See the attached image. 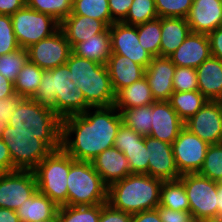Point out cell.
Here are the masks:
<instances>
[{
	"label": "cell",
	"mask_w": 222,
	"mask_h": 222,
	"mask_svg": "<svg viewBox=\"0 0 222 222\" xmlns=\"http://www.w3.org/2000/svg\"><path fill=\"white\" fill-rule=\"evenodd\" d=\"M122 123L115 106L91 107L82 114L68 116L62 119L61 148L76 161L91 162L114 146Z\"/></svg>",
	"instance_id": "1"
},
{
	"label": "cell",
	"mask_w": 222,
	"mask_h": 222,
	"mask_svg": "<svg viewBox=\"0 0 222 222\" xmlns=\"http://www.w3.org/2000/svg\"><path fill=\"white\" fill-rule=\"evenodd\" d=\"M31 99L51 108L61 120L91 108L82 90L70 80L66 64L44 70L38 90Z\"/></svg>",
	"instance_id": "2"
},
{
	"label": "cell",
	"mask_w": 222,
	"mask_h": 222,
	"mask_svg": "<svg viewBox=\"0 0 222 222\" xmlns=\"http://www.w3.org/2000/svg\"><path fill=\"white\" fill-rule=\"evenodd\" d=\"M162 183L148 174H130L108 186L107 203L130 214L155 209L160 203Z\"/></svg>",
	"instance_id": "3"
},
{
	"label": "cell",
	"mask_w": 222,
	"mask_h": 222,
	"mask_svg": "<svg viewBox=\"0 0 222 222\" xmlns=\"http://www.w3.org/2000/svg\"><path fill=\"white\" fill-rule=\"evenodd\" d=\"M8 125L15 132L32 133L42 140L52 151L61 149L62 120L49 107L34 102L31 98H21Z\"/></svg>",
	"instance_id": "4"
},
{
	"label": "cell",
	"mask_w": 222,
	"mask_h": 222,
	"mask_svg": "<svg viewBox=\"0 0 222 222\" xmlns=\"http://www.w3.org/2000/svg\"><path fill=\"white\" fill-rule=\"evenodd\" d=\"M66 65L70 80L82 90L91 107L114 106L115 93L106 65L82 58L71 52Z\"/></svg>",
	"instance_id": "5"
},
{
	"label": "cell",
	"mask_w": 222,
	"mask_h": 222,
	"mask_svg": "<svg viewBox=\"0 0 222 222\" xmlns=\"http://www.w3.org/2000/svg\"><path fill=\"white\" fill-rule=\"evenodd\" d=\"M75 161L61 148L52 151L33 170L38 191L58 207L68 205L67 176Z\"/></svg>",
	"instance_id": "6"
},
{
	"label": "cell",
	"mask_w": 222,
	"mask_h": 222,
	"mask_svg": "<svg viewBox=\"0 0 222 222\" xmlns=\"http://www.w3.org/2000/svg\"><path fill=\"white\" fill-rule=\"evenodd\" d=\"M68 205H96L107 202L108 186L91 162L75 161L67 176Z\"/></svg>",
	"instance_id": "7"
},
{
	"label": "cell",
	"mask_w": 222,
	"mask_h": 222,
	"mask_svg": "<svg viewBox=\"0 0 222 222\" xmlns=\"http://www.w3.org/2000/svg\"><path fill=\"white\" fill-rule=\"evenodd\" d=\"M179 179L187 193L191 216L203 222H217L218 183L199 173L183 174Z\"/></svg>",
	"instance_id": "8"
},
{
	"label": "cell",
	"mask_w": 222,
	"mask_h": 222,
	"mask_svg": "<svg viewBox=\"0 0 222 222\" xmlns=\"http://www.w3.org/2000/svg\"><path fill=\"white\" fill-rule=\"evenodd\" d=\"M9 148L14 168L16 170L33 171L52 150L32 133L15 132L7 126L1 137Z\"/></svg>",
	"instance_id": "9"
},
{
	"label": "cell",
	"mask_w": 222,
	"mask_h": 222,
	"mask_svg": "<svg viewBox=\"0 0 222 222\" xmlns=\"http://www.w3.org/2000/svg\"><path fill=\"white\" fill-rule=\"evenodd\" d=\"M11 19L16 40L22 49L51 36L60 28V23L52 16L28 6L17 10Z\"/></svg>",
	"instance_id": "10"
},
{
	"label": "cell",
	"mask_w": 222,
	"mask_h": 222,
	"mask_svg": "<svg viewBox=\"0 0 222 222\" xmlns=\"http://www.w3.org/2000/svg\"><path fill=\"white\" fill-rule=\"evenodd\" d=\"M28 59L43 70L66 64L72 52L70 43L59 28L51 36L32 44L27 49Z\"/></svg>",
	"instance_id": "11"
},
{
	"label": "cell",
	"mask_w": 222,
	"mask_h": 222,
	"mask_svg": "<svg viewBox=\"0 0 222 222\" xmlns=\"http://www.w3.org/2000/svg\"><path fill=\"white\" fill-rule=\"evenodd\" d=\"M209 144L185 127L172 143L173 156L179 174L199 173Z\"/></svg>",
	"instance_id": "12"
},
{
	"label": "cell",
	"mask_w": 222,
	"mask_h": 222,
	"mask_svg": "<svg viewBox=\"0 0 222 222\" xmlns=\"http://www.w3.org/2000/svg\"><path fill=\"white\" fill-rule=\"evenodd\" d=\"M37 190L33 171L15 170L0 175V208L16 211Z\"/></svg>",
	"instance_id": "13"
},
{
	"label": "cell",
	"mask_w": 222,
	"mask_h": 222,
	"mask_svg": "<svg viewBox=\"0 0 222 222\" xmlns=\"http://www.w3.org/2000/svg\"><path fill=\"white\" fill-rule=\"evenodd\" d=\"M185 128L209 145L222 143V101L208 100L185 122Z\"/></svg>",
	"instance_id": "14"
},
{
	"label": "cell",
	"mask_w": 222,
	"mask_h": 222,
	"mask_svg": "<svg viewBox=\"0 0 222 222\" xmlns=\"http://www.w3.org/2000/svg\"><path fill=\"white\" fill-rule=\"evenodd\" d=\"M111 52L124 55L145 68L150 64L152 55L144 49L137 35V26L114 22L109 27Z\"/></svg>",
	"instance_id": "15"
},
{
	"label": "cell",
	"mask_w": 222,
	"mask_h": 222,
	"mask_svg": "<svg viewBox=\"0 0 222 222\" xmlns=\"http://www.w3.org/2000/svg\"><path fill=\"white\" fill-rule=\"evenodd\" d=\"M148 151V175L163 181L177 180L181 176L173 156L172 144L145 136Z\"/></svg>",
	"instance_id": "16"
},
{
	"label": "cell",
	"mask_w": 222,
	"mask_h": 222,
	"mask_svg": "<svg viewBox=\"0 0 222 222\" xmlns=\"http://www.w3.org/2000/svg\"><path fill=\"white\" fill-rule=\"evenodd\" d=\"M150 137L172 144L185 127V123L172 108L169 101H155L151 104Z\"/></svg>",
	"instance_id": "17"
},
{
	"label": "cell",
	"mask_w": 222,
	"mask_h": 222,
	"mask_svg": "<svg viewBox=\"0 0 222 222\" xmlns=\"http://www.w3.org/2000/svg\"><path fill=\"white\" fill-rule=\"evenodd\" d=\"M176 66L169 57H152L145 78L155 101H169L174 92L173 76Z\"/></svg>",
	"instance_id": "18"
},
{
	"label": "cell",
	"mask_w": 222,
	"mask_h": 222,
	"mask_svg": "<svg viewBox=\"0 0 222 222\" xmlns=\"http://www.w3.org/2000/svg\"><path fill=\"white\" fill-rule=\"evenodd\" d=\"M211 56L208 34L190 32L169 58L175 66L197 68Z\"/></svg>",
	"instance_id": "19"
},
{
	"label": "cell",
	"mask_w": 222,
	"mask_h": 222,
	"mask_svg": "<svg viewBox=\"0 0 222 222\" xmlns=\"http://www.w3.org/2000/svg\"><path fill=\"white\" fill-rule=\"evenodd\" d=\"M186 19L191 32L209 34L222 26L221 0H194Z\"/></svg>",
	"instance_id": "20"
},
{
	"label": "cell",
	"mask_w": 222,
	"mask_h": 222,
	"mask_svg": "<svg viewBox=\"0 0 222 222\" xmlns=\"http://www.w3.org/2000/svg\"><path fill=\"white\" fill-rule=\"evenodd\" d=\"M91 163L107 186L131 174L127 158L114 146L104 150Z\"/></svg>",
	"instance_id": "21"
},
{
	"label": "cell",
	"mask_w": 222,
	"mask_h": 222,
	"mask_svg": "<svg viewBox=\"0 0 222 222\" xmlns=\"http://www.w3.org/2000/svg\"><path fill=\"white\" fill-rule=\"evenodd\" d=\"M106 67L111 85L116 94L120 89L133 84L145 76L146 68L124 55L111 53Z\"/></svg>",
	"instance_id": "22"
},
{
	"label": "cell",
	"mask_w": 222,
	"mask_h": 222,
	"mask_svg": "<svg viewBox=\"0 0 222 222\" xmlns=\"http://www.w3.org/2000/svg\"><path fill=\"white\" fill-rule=\"evenodd\" d=\"M106 28L102 21L82 15H69L60 23V29L71 48L76 43L84 42L91 36L102 33Z\"/></svg>",
	"instance_id": "23"
},
{
	"label": "cell",
	"mask_w": 222,
	"mask_h": 222,
	"mask_svg": "<svg viewBox=\"0 0 222 222\" xmlns=\"http://www.w3.org/2000/svg\"><path fill=\"white\" fill-rule=\"evenodd\" d=\"M196 71L198 90L208 100H222V60L211 56Z\"/></svg>",
	"instance_id": "24"
},
{
	"label": "cell",
	"mask_w": 222,
	"mask_h": 222,
	"mask_svg": "<svg viewBox=\"0 0 222 222\" xmlns=\"http://www.w3.org/2000/svg\"><path fill=\"white\" fill-rule=\"evenodd\" d=\"M191 32L186 18H161L160 56L169 57Z\"/></svg>",
	"instance_id": "25"
},
{
	"label": "cell",
	"mask_w": 222,
	"mask_h": 222,
	"mask_svg": "<svg viewBox=\"0 0 222 222\" xmlns=\"http://www.w3.org/2000/svg\"><path fill=\"white\" fill-rule=\"evenodd\" d=\"M155 102L145 76L115 94L114 106L121 113L125 109L151 105Z\"/></svg>",
	"instance_id": "26"
},
{
	"label": "cell",
	"mask_w": 222,
	"mask_h": 222,
	"mask_svg": "<svg viewBox=\"0 0 222 222\" xmlns=\"http://www.w3.org/2000/svg\"><path fill=\"white\" fill-rule=\"evenodd\" d=\"M71 49L73 54L106 65L112 53L109 27L84 42L76 43Z\"/></svg>",
	"instance_id": "27"
},
{
	"label": "cell",
	"mask_w": 222,
	"mask_h": 222,
	"mask_svg": "<svg viewBox=\"0 0 222 222\" xmlns=\"http://www.w3.org/2000/svg\"><path fill=\"white\" fill-rule=\"evenodd\" d=\"M58 206L38 190L16 210L20 222L43 221L52 217Z\"/></svg>",
	"instance_id": "28"
},
{
	"label": "cell",
	"mask_w": 222,
	"mask_h": 222,
	"mask_svg": "<svg viewBox=\"0 0 222 222\" xmlns=\"http://www.w3.org/2000/svg\"><path fill=\"white\" fill-rule=\"evenodd\" d=\"M207 101L208 99L199 90L174 91L169 100L172 108L184 123L195 115Z\"/></svg>",
	"instance_id": "29"
},
{
	"label": "cell",
	"mask_w": 222,
	"mask_h": 222,
	"mask_svg": "<svg viewBox=\"0 0 222 222\" xmlns=\"http://www.w3.org/2000/svg\"><path fill=\"white\" fill-rule=\"evenodd\" d=\"M159 206L171 208L174 211L190 212L187 193L180 179L163 181Z\"/></svg>",
	"instance_id": "30"
},
{
	"label": "cell",
	"mask_w": 222,
	"mask_h": 222,
	"mask_svg": "<svg viewBox=\"0 0 222 222\" xmlns=\"http://www.w3.org/2000/svg\"><path fill=\"white\" fill-rule=\"evenodd\" d=\"M43 71L38 65L28 60L14 82L15 94L21 98H32L38 90Z\"/></svg>",
	"instance_id": "31"
},
{
	"label": "cell",
	"mask_w": 222,
	"mask_h": 222,
	"mask_svg": "<svg viewBox=\"0 0 222 222\" xmlns=\"http://www.w3.org/2000/svg\"><path fill=\"white\" fill-rule=\"evenodd\" d=\"M70 15L88 16L102 21L107 27L114 23L111 20L108 0H73Z\"/></svg>",
	"instance_id": "32"
},
{
	"label": "cell",
	"mask_w": 222,
	"mask_h": 222,
	"mask_svg": "<svg viewBox=\"0 0 222 222\" xmlns=\"http://www.w3.org/2000/svg\"><path fill=\"white\" fill-rule=\"evenodd\" d=\"M102 204L58 208V222H99Z\"/></svg>",
	"instance_id": "33"
},
{
	"label": "cell",
	"mask_w": 222,
	"mask_h": 222,
	"mask_svg": "<svg viewBox=\"0 0 222 222\" xmlns=\"http://www.w3.org/2000/svg\"><path fill=\"white\" fill-rule=\"evenodd\" d=\"M119 151L123 152L128 160L131 174H148V151L145 147V136L130 145H114Z\"/></svg>",
	"instance_id": "34"
},
{
	"label": "cell",
	"mask_w": 222,
	"mask_h": 222,
	"mask_svg": "<svg viewBox=\"0 0 222 222\" xmlns=\"http://www.w3.org/2000/svg\"><path fill=\"white\" fill-rule=\"evenodd\" d=\"M137 35L140 45L153 57L160 56L161 18L137 25Z\"/></svg>",
	"instance_id": "35"
},
{
	"label": "cell",
	"mask_w": 222,
	"mask_h": 222,
	"mask_svg": "<svg viewBox=\"0 0 222 222\" xmlns=\"http://www.w3.org/2000/svg\"><path fill=\"white\" fill-rule=\"evenodd\" d=\"M123 123L134 132L149 136L151 132V105L133 107L121 112Z\"/></svg>",
	"instance_id": "36"
},
{
	"label": "cell",
	"mask_w": 222,
	"mask_h": 222,
	"mask_svg": "<svg viewBox=\"0 0 222 222\" xmlns=\"http://www.w3.org/2000/svg\"><path fill=\"white\" fill-rule=\"evenodd\" d=\"M73 0H26V6L52 16L61 23L72 13Z\"/></svg>",
	"instance_id": "37"
},
{
	"label": "cell",
	"mask_w": 222,
	"mask_h": 222,
	"mask_svg": "<svg viewBox=\"0 0 222 222\" xmlns=\"http://www.w3.org/2000/svg\"><path fill=\"white\" fill-rule=\"evenodd\" d=\"M156 18H158V15L155 0H133L129 12L122 23L137 26Z\"/></svg>",
	"instance_id": "38"
},
{
	"label": "cell",
	"mask_w": 222,
	"mask_h": 222,
	"mask_svg": "<svg viewBox=\"0 0 222 222\" xmlns=\"http://www.w3.org/2000/svg\"><path fill=\"white\" fill-rule=\"evenodd\" d=\"M28 60L27 50L22 48L0 56V74L14 83L19 71Z\"/></svg>",
	"instance_id": "39"
},
{
	"label": "cell",
	"mask_w": 222,
	"mask_h": 222,
	"mask_svg": "<svg viewBox=\"0 0 222 222\" xmlns=\"http://www.w3.org/2000/svg\"><path fill=\"white\" fill-rule=\"evenodd\" d=\"M199 174L216 182L222 177V143L208 146Z\"/></svg>",
	"instance_id": "40"
},
{
	"label": "cell",
	"mask_w": 222,
	"mask_h": 222,
	"mask_svg": "<svg viewBox=\"0 0 222 222\" xmlns=\"http://www.w3.org/2000/svg\"><path fill=\"white\" fill-rule=\"evenodd\" d=\"M194 0H155L158 17L187 18Z\"/></svg>",
	"instance_id": "41"
},
{
	"label": "cell",
	"mask_w": 222,
	"mask_h": 222,
	"mask_svg": "<svg viewBox=\"0 0 222 222\" xmlns=\"http://www.w3.org/2000/svg\"><path fill=\"white\" fill-rule=\"evenodd\" d=\"M20 49L10 15L0 14V56Z\"/></svg>",
	"instance_id": "42"
},
{
	"label": "cell",
	"mask_w": 222,
	"mask_h": 222,
	"mask_svg": "<svg viewBox=\"0 0 222 222\" xmlns=\"http://www.w3.org/2000/svg\"><path fill=\"white\" fill-rule=\"evenodd\" d=\"M173 89L176 92L198 90L196 68L176 66Z\"/></svg>",
	"instance_id": "43"
},
{
	"label": "cell",
	"mask_w": 222,
	"mask_h": 222,
	"mask_svg": "<svg viewBox=\"0 0 222 222\" xmlns=\"http://www.w3.org/2000/svg\"><path fill=\"white\" fill-rule=\"evenodd\" d=\"M21 99L17 94L0 99V137L8 126L12 114L16 112V106Z\"/></svg>",
	"instance_id": "44"
},
{
	"label": "cell",
	"mask_w": 222,
	"mask_h": 222,
	"mask_svg": "<svg viewBox=\"0 0 222 222\" xmlns=\"http://www.w3.org/2000/svg\"><path fill=\"white\" fill-rule=\"evenodd\" d=\"M132 214L113 208L109 203L102 204L99 222H130Z\"/></svg>",
	"instance_id": "45"
},
{
	"label": "cell",
	"mask_w": 222,
	"mask_h": 222,
	"mask_svg": "<svg viewBox=\"0 0 222 222\" xmlns=\"http://www.w3.org/2000/svg\"><path fill=\"white\" fill-rule=\"evenodd\" d=\"M133 0H108L111 20L113 22H122L131 7Z\"/></svg>",
	"instance_id": "46"
},
{
	"label": "cell",
	"mask_w": 222,
	"mask_h": 222,
	"mask_svg": "<svg viewBox=\"0 0 222 222\" xmlns=\"http://www.w3.org/2000/svg\"><path fill=\"white\" fill-rule=\"evenodd\" d=\"M143 137V135L134 132L130 127L122 123L116 135L114 145L137 144Z\"/></svg>",
	"instance_id": "47"
},
{
	"label": "cell",
	"mask_w": 222,
	"mask_h": 222,
	"mask_svg": "<svg viewBox=\"0 0 222 222\" xmlns=\"http://www.w3.org/2000/svg\"><path fill=\"white\" fill-rule=\"evenodd\" d=\"M156 209L162 222H185L191 217L190 212L174 211L171 208L161 207L159 205Z\"/></svg>",
	"instance_id": "48"
},
{
	"label": "cell",
	"mask_w": 222,
	"mask_h": 222,
	"mask_svg": "<svg viewBox=\"0 0 222 222\" xmlns=\"http://www.w3.org/2000/svg\"><path fill=\"white\" fill-rule=\"evenodd\" d=\"M212 57L222 60V26L208 34Z\"/></svg>",
	"instance_id": "49"
},
{
	"label": "cell",
	"mask_w": 222,
	"mask_h": 222,
	"mask_svg": "<svg viewBox=\"0 0 222 222\" xmlns=\"http://www.w3.org/2000/svg\"><path fill=\"white\" fill-rule=\"evenodd\" d=\"M9 148L0 138V175L15 171Z\"/></svg>",
	"instance_id": "50"
},
{
	"label": "cell",
	"mask_w": 222,
	"mask_h": 222,
	"mask_svg": "<svg viewBox=\"0 0 222 222\" xmlns=\"http://www.w3.org/2000/svg\"><path fill=\"white\" fill-rule=\"evenodd\" d=\"M26 6V0H0V14L12 15Z\"/></svg>",
	"instance_id": "51"
},
{
	"label": "cell",
	"mask_w": 222,
	"mask_h": 222,
	"mask_svg": "<svg viewBox=\"0 0 222 222\" xmlns=\"http://www.w3.org/2000/svg\"><path fill=\"white\" fill-rule=\"evenodd\" d=\"M130 222H162L157 209L145 210L132 214Z\"/></svg>",
	"instance_id": "52"
},
{
	"label": "cell",
	"mask_w": 222,
	"mask_h": 222,
	"mask_svg": "<svg viewBox=\"0 0 222 222\" xmlns=\"http://www.w3.org/2000/svg\"><path fill=\"white\" fill-rule=\"evenodd\" d=\"M14 95V83L0 74V99Z\"/></svg>",
	"instance_id": "53"
},
{
	"label": "cell",
	"mask_w": 222,
	"mask_h": 222,
	"mask_svg": "<svg viewBox=\"0 0 222 222\" xmlns=\"http://www.w3.org/2000/svg\"><path fill=\"white\" fill-rule=\"evenodd\" d=\"M0 222H20V220L15 210L0 208Z\"/></svg>",
	"instance_id": "54"
},
{
	"label": "cell",
	"mask_w": 222,
	"mask_h": 222,
	"mask_svg": "<svg viewBox=\"0 0 222 222\" xmlns=\"http://www.w3.org/2000/svg\"><path fill=\"white\" fill-rule=\"evenodd\" d=\"M218 191V220L222 215V187L217 184Z\"/></svg>",
	"instance_id": "55"
},
{
	"label": "cell",
	"mask_w": 222,
	"mask_h": 222,
	"mask_svg": "<svg viewBox=\"0 0 222 222\" xmlns=\"http://www.w3.org/2000/svg\"><path fill=\"white\" fill-rule=\"evenodd\" d=\"M28 222H35V221H28ZM37 222H58V211L52 217L45 219L43 221H37Z\"/></svg>",
	"instance_id": "56"
},
{
	"label": "cell",
	"mask_w": 222,
	"mask_h": 222,
	"mask_svg": "<svg viewBox=\"0 0 222 222\" xmlns=\"http://www.w3.org/2000/svg\"><path fill=\"white\" fill-rule=\"evenodd\" d=\"M185 222H203V221H200L198 219H195L193 216H191L187 221Z\"/></svg>",
	"instance_id": "57"
},
{
	"label": "cell",
	"mask_w": 222,
	"mask_h": 222,
	"mask_svg": "<svg viewBox=\"0 0 222 222\" xmlns=\"http://www.w3.org/2000/svg\"><path fill=\"white\" fill-rule=\"evenodd\" d=\"M218 185L222 187V177L217 181Z\"/></svg>",
	"instance_id": "58"
},
{
	"label": "cell",
	"mask_w": 222,
	"mask_h": 222,
	"mask_svg": "<svg viewBox=\"0 0 222 222\" xmlns=\"http://www.w3.org/2000/svg\"><path fill=\"white\" fill-rule=\"evenodd\" d=\"M217 222H222V215L220 216V218Z\"/></svg>",
	"instance_id": "59"
}]
</instances>
